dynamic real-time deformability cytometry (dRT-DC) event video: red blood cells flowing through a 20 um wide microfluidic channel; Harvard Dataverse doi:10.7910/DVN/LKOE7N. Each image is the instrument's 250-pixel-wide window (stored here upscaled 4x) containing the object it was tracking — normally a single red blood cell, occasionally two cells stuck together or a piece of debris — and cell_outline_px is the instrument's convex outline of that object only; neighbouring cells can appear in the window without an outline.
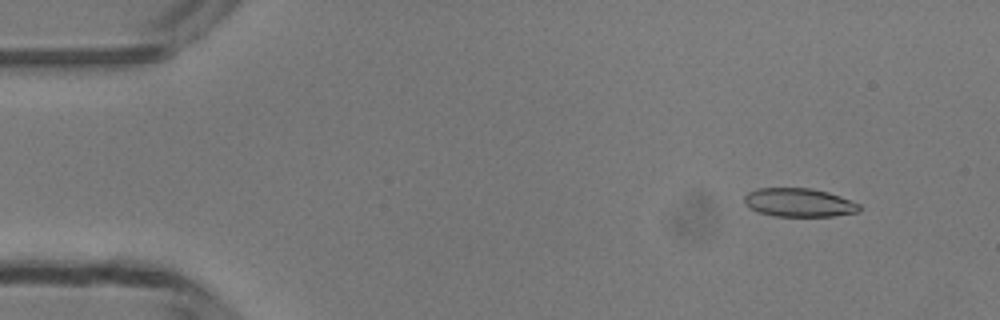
{"species": "common noctule bat (a hibernating species)", "species_latin": "Nyctalus noctula", "temperature_condition": "room temperature", "stored_images_in_passage": 11, "camera_frame_rate_fps": 3000, "um_per_image_px": 0.085, "animal": {"sex": "male", "body_mass_g": 13.3}, "frame": {"image": 1, "passage_image": 5, "time_ms": 1.333, "image_size_px": [1000, 320], "cell_outline_px": [[860, 212], [832, 216], [776, 216], [760, 212], [744, 204], [744, 196], [748, 192], [756, 188], [812, 188], [828, 192], [840, 196], [860, 204]], "centroid_in_image_um": [67.93, 17.21], "position_along_channel_um": 17.1, "area_um2": 19.13}}